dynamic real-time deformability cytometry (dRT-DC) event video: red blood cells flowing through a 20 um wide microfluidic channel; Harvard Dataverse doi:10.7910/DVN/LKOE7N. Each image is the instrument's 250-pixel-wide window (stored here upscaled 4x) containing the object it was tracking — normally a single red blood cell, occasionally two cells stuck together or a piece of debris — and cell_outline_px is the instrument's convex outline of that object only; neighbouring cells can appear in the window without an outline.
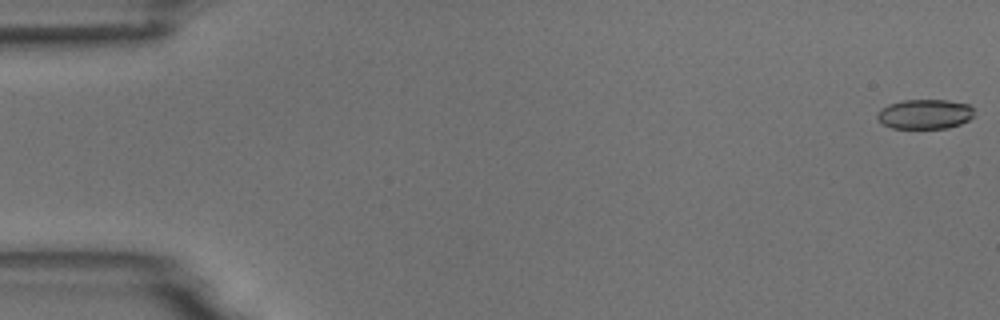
{"species": "common noctule bat (a hibernating species)", "species_latin": "Nyctalus noctula", "temperature_condition": "room temperature", "stored_images_in_passage": 11, "camera_frame_rate_fps": 3000, "um_per_image_px": 0.085, "animal": {"sex": "male", "body_mass_g": 18.8}, "frame": {"image": 1, "passage_image": 1, "time_ms": 0.0, "image_size_px": [1000, 320], "cell_outline_px": [[972, 116], [968, 120], [960, 124], [948, 128], [892, 128], [884, 124], [876, 116], [880, 108], [888, 104], [900, 100], [948, 100], [968, 104], [972, 108]], "centroid_in_image_um": [78.59, 9.69], "position_along_channel_um": 6.4, "area_um2": 16.7}}
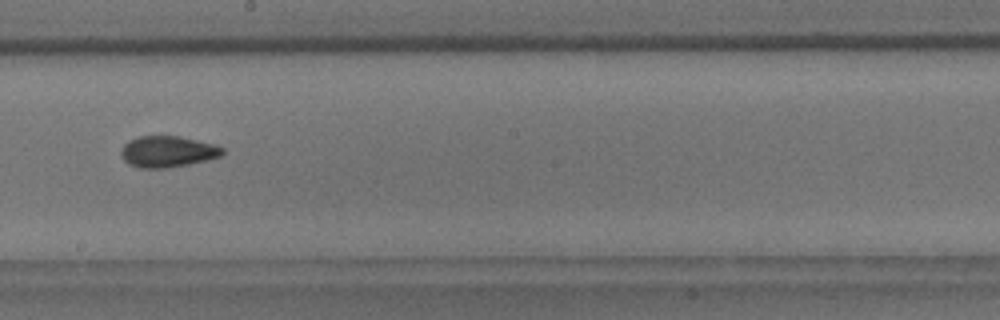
{"frame": {"image": 2, "passage_image": 9, "time_ms": 10.0, "image_size_px": [1000, 320], "cell_outline_px": [[224, 152], [220, 156], [188, 164], [164, 168], [140, 168], [128, 164], [120, 156], [120, 148], [128, 140], [136, 136], [180, 136], [212, 144], [224, 148]], "centroid_in_image_um": [14.17, 12.88], "position_along_channel_um": 234.0, "area_um2": 18.44}}
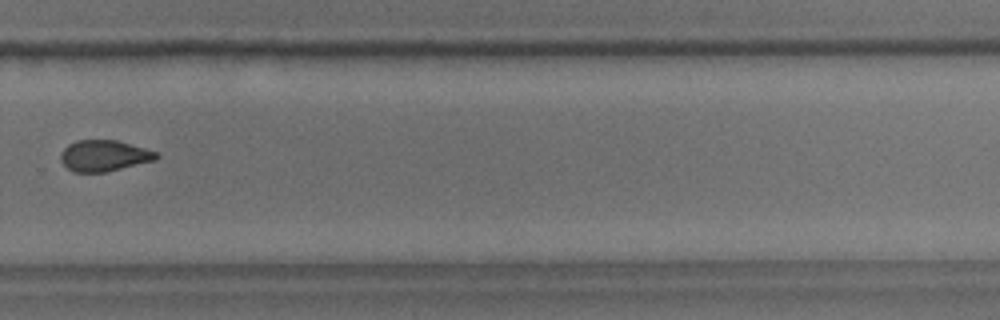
{"frame": {"image": 3, "passage_image": 11, "time_ms": 12.333, "image_size_px": [1000, 320], "cell_outline_px": [[160, 156], [156, 160], [104, 172], [72, 172], [60, 160], [60, 156], [64, 148], [68, 144], [76, 140], [116, 140], [144, 148], [156, 152]], "centroid_in_image_um": [8.83, 13.23], "position_along_channel_um": 321.0, "area_um2": 17.22}}